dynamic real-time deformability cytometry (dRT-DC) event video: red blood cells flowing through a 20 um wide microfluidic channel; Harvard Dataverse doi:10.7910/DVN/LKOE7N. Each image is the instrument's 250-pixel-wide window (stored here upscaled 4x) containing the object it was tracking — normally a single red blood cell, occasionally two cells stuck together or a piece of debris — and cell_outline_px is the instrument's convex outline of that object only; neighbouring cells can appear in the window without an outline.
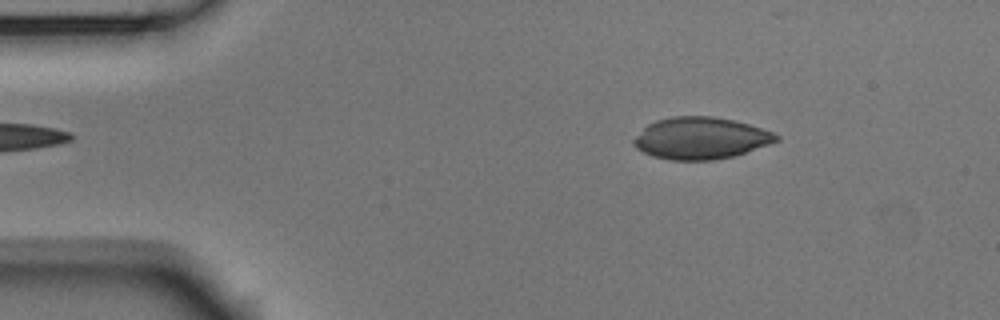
{"species": "Egyptian fruit bat (a non-hibernating species)", "species_latin": "Rousettus aegyptiacus", "temperature_condition": "room temperature", "stored_images_in_passage": 4, "camera_frame_rate_fps": 3000, "um_per_image_px": 0.085, "animal": {"sex": "male"}, "frame": {"image": 1, "passage_image": 2, "time_ms": 0.333, "image_size_px": [1000, 320], "cell_outline_px": [[780, 140], [732, 156], [712, 160], [672, 160], [652, 156], [636, 148], [632, 144], [632, 140], [648, 124], [656, 120], [672, 116], [712, 116], [732, 120], [748, 124], [772, 132], [780, 136]], "centroid_in_image_um": [59.52, 11.74], "position_along_channel_um": 25.5, "area_um2": 34.45}}